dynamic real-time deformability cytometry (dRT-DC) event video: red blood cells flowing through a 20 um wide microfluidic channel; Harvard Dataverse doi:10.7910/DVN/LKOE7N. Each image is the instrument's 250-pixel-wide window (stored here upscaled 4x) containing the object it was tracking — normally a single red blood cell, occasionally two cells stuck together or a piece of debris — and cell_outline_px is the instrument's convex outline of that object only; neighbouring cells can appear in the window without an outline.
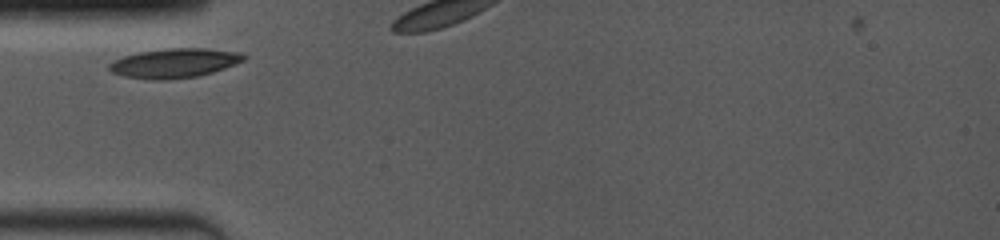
{"species": "common noctule bat (a hibernating species)", "species_latin": "Nyctalus noctula", "temperature_condition": "room temperature", "stored_images_in_passage": 3, "camera_frame_rate_fps": 4000, "um_per_image_px": 0.085, "animal": {"sex": "female", "body_mass_g": 19.0, "forearm_length_mm": 53.3}, "frame": {"image": 1, "passage_image": 1, "time_ms": 0.0, "image_size_px": [1000, 240], "cell_outline_px": [[248, 56], [244, 60], [236, 64], [212, 72], [196, 76], [164, 80], [152, 80], [124, 76], [112, 72], [108, 68], [108, 64], [124, 56], [140, 52], [168, 48], [208, 48], [240, 52]], "centroid_in_image_um": [14.85, 5.36], "position_along_channel_um": 70.1, "area_um2": 22.95}}